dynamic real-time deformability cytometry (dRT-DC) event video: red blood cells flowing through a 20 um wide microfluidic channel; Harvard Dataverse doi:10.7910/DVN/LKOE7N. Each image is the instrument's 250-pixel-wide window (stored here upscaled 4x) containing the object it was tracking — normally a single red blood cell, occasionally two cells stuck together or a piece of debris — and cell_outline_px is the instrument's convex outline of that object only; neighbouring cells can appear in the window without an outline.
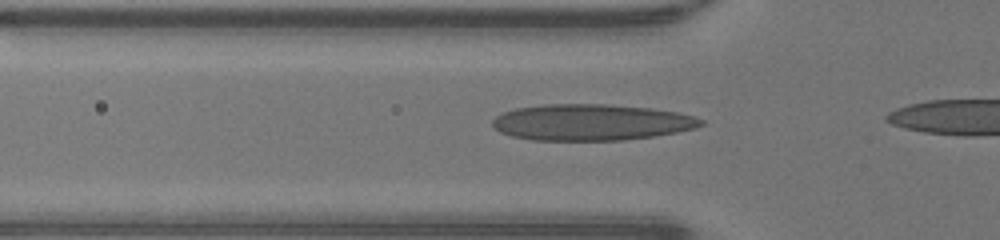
{"species": "human", "species_latin": "Homo sapiens", "temperature_condition": "warm", "stored_images_in_passage": 8, "camera_frame_rate_fps": 3000, "um_per_image_px": 0.085, "donor": {"sex": "male"}, "frame": {"image": 1, "passage_image": 3, "time_ms": 0.667, "image_size_px": [1000, 240], "cell_outline_px": [[704, 124], [696, 128], [676, 132], [652, 136], [624, 140], [532, 140], [512, 136], [500, 132], [492, 124], [492, 120], [496, 116], [504, 112], [516, 108], [544, 104], [608, 104], [652, 108], [676, 112], [692, 116], [704, 120]], "centroid_in_image_um": [50.25, 10.39], "position_along_channel_um": 75.5, "area_um2": 43.99}}
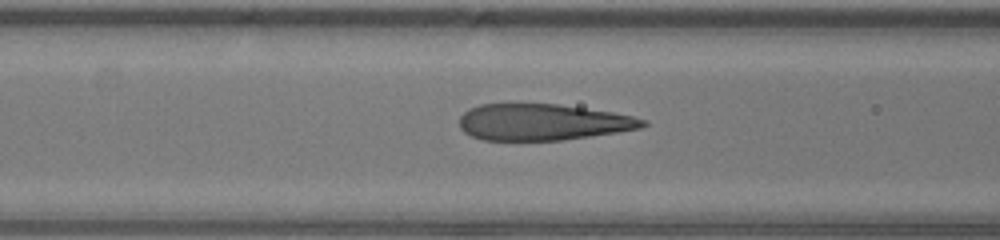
{"frame": {"image": 2, "passage_image": 6, "time_ms": 1.667, "image_size_px": [1000, 240], "cell_outline_px": [[648, 124], [640, 128], [616, 132], [564, 140], [484, 140], [472, 136], [464, 132], [460, 128], [460, 116], [468, 108], [480, 104], [556, 104], [612, 112], [632, 116], [648, 120]], "centroid_in_image_um": [46.11, 10.38], "position_along_channel_um": 120.5, "area_um2": 38.73}}